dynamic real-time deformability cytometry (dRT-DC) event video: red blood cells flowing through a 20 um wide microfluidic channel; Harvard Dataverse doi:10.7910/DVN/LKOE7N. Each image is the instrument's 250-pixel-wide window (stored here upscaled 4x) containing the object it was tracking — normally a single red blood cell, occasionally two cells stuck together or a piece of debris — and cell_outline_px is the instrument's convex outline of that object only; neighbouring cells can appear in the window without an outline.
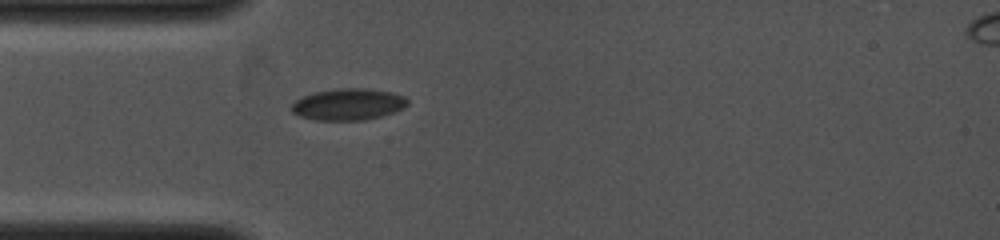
{"species": "common noctule bat (a hibernating species)", "species_latin": "Nyctalus noctula", "temperature_condition": "cold", "stored_images_in_passage": 52, "camera_frame_rate_fps": 4000, "um_per_image_px": 0.085, "animal": {"sex": "female", "body_mass_g": 19.0, "forearm_length_mm": 53.3}, "frame": {"image": 1, "passage_image": 1, "time_ms": 0.0, "image_size_px": [1000, 240], "cell_outline_px": [[408, 104], [404, 108], [380, 116], [364, 120], [316, 120], [300, 116], [292, 112], [292, 104], [296, 100], [312, 92], [340, 88], [372, 88], [392, 92], [404, 96], [408, 100]], "centroid_in_image_um": [29.62, 8.85], "position_along_channel_um": 55.4, "area_um2": 21.39}}
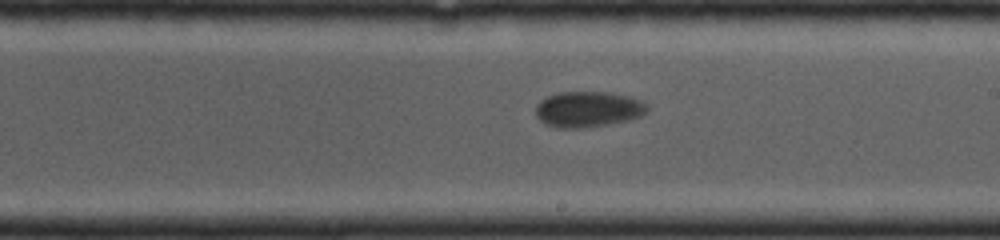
{"frame": {"image": 2, "passage_image": 22, "time_ms": 4.0, "image_size_px": [1000, 240], "cell_outline_px": [[648, 108], [640, 116], [632, 120], [584, 128], [556, 128], [540, 120], [536, 116], [536, 108], [548, 96], [564, 92], [604, 92], [624, 96], [636, 100], [644, 104]], "centroid_in_image_um": [49.97, 9.31], "position_along_channel_um": 239.0, "area_um2": 22.6}}
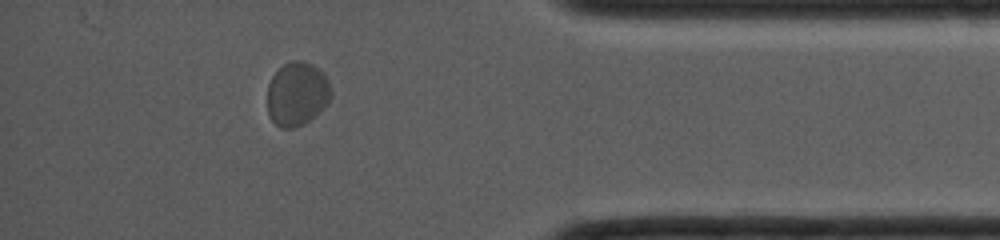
{"frame": {"image": 3, "passage_image": 44, "time_ms": 8.0, "image_size_px": [1000, 240], "cell_outline_px": [[332, 96], [320, 112], [304, 124], [292, 128], [280, 128], [272, 120], [268, 112], [268, 84], [272, 76], [284, 64], [296, 60], [300, 60], [312, 64], [328, 80], [332, 92]], "centroid_in_image_um": [25.25, 8.0], "position_along_channel_um": 410.0, "area_um2": 23.52}}